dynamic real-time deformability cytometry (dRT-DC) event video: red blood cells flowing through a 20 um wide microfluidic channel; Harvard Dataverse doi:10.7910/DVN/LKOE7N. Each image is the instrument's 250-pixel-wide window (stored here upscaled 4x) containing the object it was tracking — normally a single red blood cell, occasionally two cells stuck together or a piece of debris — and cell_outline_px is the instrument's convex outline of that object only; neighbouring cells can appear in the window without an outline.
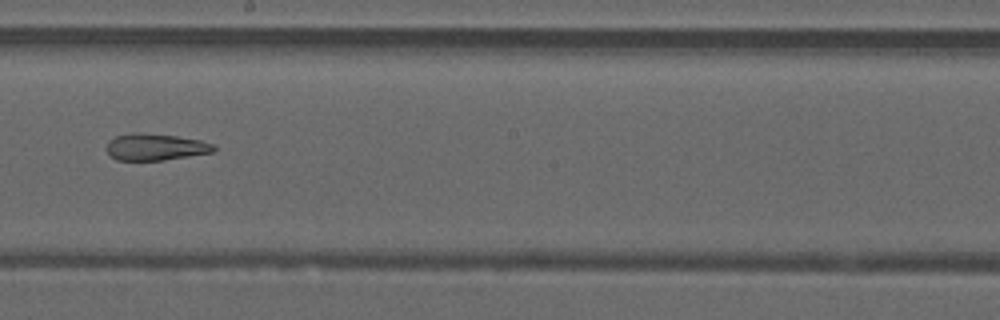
{"species": "common noctule bat (a hibernating species)", "species_latin": "Nyctalus noctula", "temperature_condition": "warm", "stored_images_in_passage": 49, "camera_frame_rate_fps": 3000, "um_per_image_px": 0.085, "animal": {"sex": "male", "forearm_length_mm": 52.5}, "frame": {"image": 1, "passage_image": 28, "time_ms": 9.0, "image_size_px": [1000, 320], "cell_outline_px": [[216, 152], [164, 160], [116, 160], [108, 152], [108, 140], [116, 136], [132, 132], [140, 132], [176, 136], [200, 140], [212, 144], [216, 148]], "centroid_in_image_um": [13.23, 12.49], "position_along_channel_um": 235.0, "area_um2": 16.7}, "authors_computed_cell_mechanics": {"area_um2": 20.7502, "velocity_mm_per_s": 4.1434, "shape_relaxation_time_tau1_ms": null, "shape_relaxation_time_tau2_ms": 3.3535, "deformation_change_tau1": null, "deformation_change_tau2": 0.1316}}